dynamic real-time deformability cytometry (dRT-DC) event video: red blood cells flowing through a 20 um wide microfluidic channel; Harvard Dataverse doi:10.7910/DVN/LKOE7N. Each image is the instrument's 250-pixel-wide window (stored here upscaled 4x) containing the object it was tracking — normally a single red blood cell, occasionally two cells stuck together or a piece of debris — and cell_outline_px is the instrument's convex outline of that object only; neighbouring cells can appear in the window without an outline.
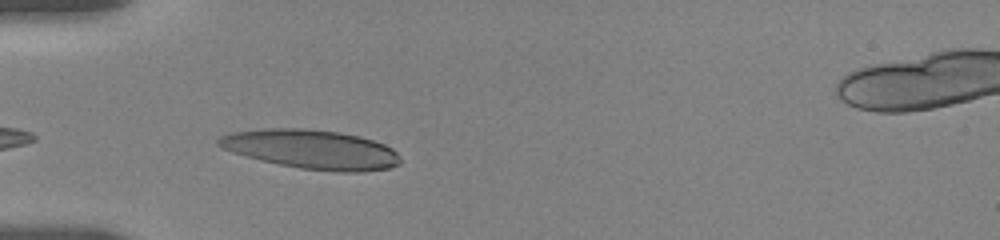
{"species": "human", "species_latin": "Homo sapiens", "temperature_condition": "room temperature", "stored_images_in_passage": 7, "camera_frame_rate_fps": 3000, "um_per_image_px": 0.085, "donor": {"sex": "female"}, "frame": {"image": 1, "passage_image": 6, "time_ms": 3.667, "image_size_px": [1000, 240], "cell_outline_px": [[400, 164], [388, 168], [360, 172], [336, 172], [300, 168], [280, 164], [232, 152], [220, 148], [216, 144], [216, 140], [220, 136], [232, 132], [264, 128], [300, 128], [340, 132], [360, 136], [384, 144], [392, 148], [400, 156]], "centroid_in_image_um": [26.47, 12.69], "position_along_channel_um": 58.5, "area_um2": 41.44}}